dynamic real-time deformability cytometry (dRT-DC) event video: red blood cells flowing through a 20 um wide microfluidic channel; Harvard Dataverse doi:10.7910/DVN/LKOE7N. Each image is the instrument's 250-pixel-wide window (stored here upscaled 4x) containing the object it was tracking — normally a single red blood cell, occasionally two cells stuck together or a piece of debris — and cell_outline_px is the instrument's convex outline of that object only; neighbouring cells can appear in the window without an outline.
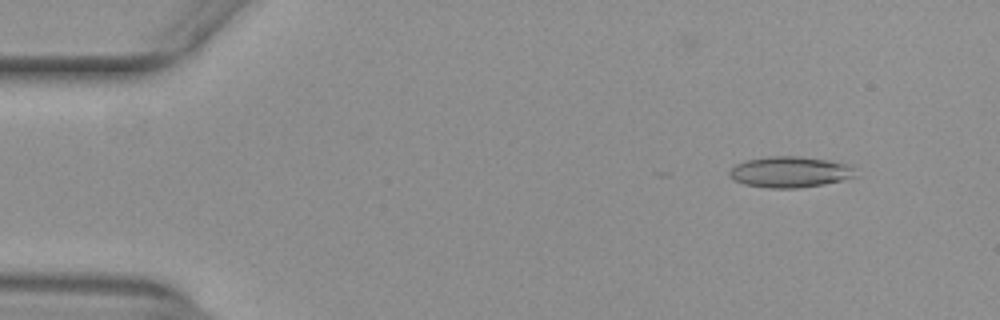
{"species": "common noctule bat (a hibernating species)", "species_latin": "Nyctalus noctula", "temperature_condition": "warm", "stored_images_in_passage": 43, "camera_frame_rate_fps": 3000, "um_per_image_px": 0.085, "animal": {"sex": "female", "body_mass_g": 29.2, "forearm_length_mm": 56.3}, "frame": {"image": 1, "passage_image": 6, "time_ms": 1.667, "image_size_px": [1000, 320], "cell_outline_px": [[856, 176], [844, 180], [824, 184], [796, 188], [768, 188], [744, 184], [732, 180], [728, 176], [728, 172], [736, 164], [748, 160], [768, 156], [800, 156], [828, 160], [852, 164], [856, 168]], "centroid_in_image_um": [67.18, 14.62], "position_along_channel_um": 17.8, "area_um2": 23.06}}
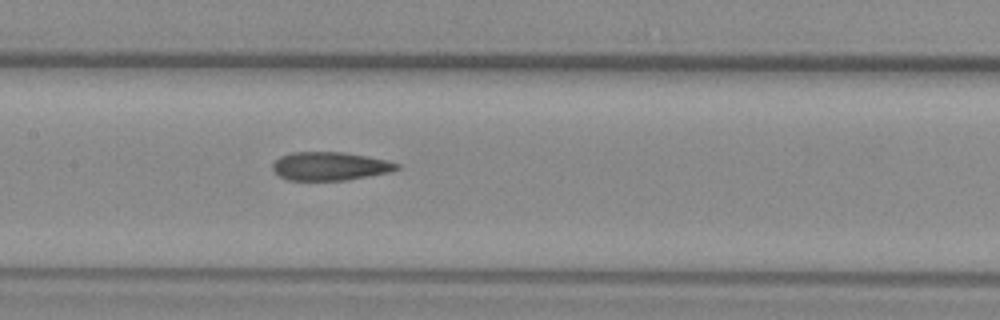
{"frame": {"image": 2, "passage_image": 26, "time_ms": 8.333, "image_size_px": [1000, 320], "cell_outline_px": [[400, 168], [388, 172], [368, 176], [344, 180], [288, 180], [280, 176], [272, 168], [272, 164], [280, 156], [292, 152], [344, 152], [368, 156], [388, 160], [400, 164]], "centroid_in_image_um": [28.06, 14.11], "position_along_channel_um": 179.3, "area_um2": 20.52}}
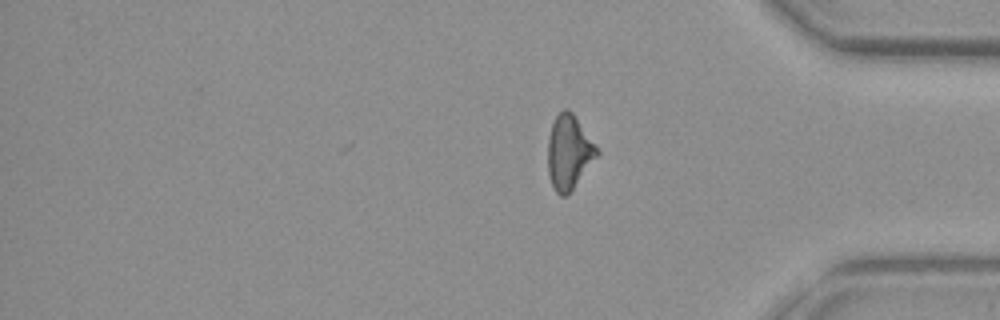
{"frame": {"image": 3, "passage_image": 43, "time_ms": 14.0, "image_size_px": [1000, 320], "cell_outline_px": [[600, 152], [572, 188], [564, 196], [560, 196], [556, 192], [552, 184], [548, 172], [548, 136], [552, 120], [564, 108], [568, 108], [572, 112], [596, 144]], "centroid_in_image_um": [48.34, 12.88], "position_along_channel_um": 386.9, "area_um2": 20.98}, "authors_computed_cell_mechanics": {"area_um2": 21.6172, "velocity_mm_per_s": 3.9641, "shape_relaxation_time_tau1_ms": null, "shape_relaxation_time_tau2_ms": 3.0784, "deformation_change_tau1": null, "deformation_change_tau2": 0.1299}}